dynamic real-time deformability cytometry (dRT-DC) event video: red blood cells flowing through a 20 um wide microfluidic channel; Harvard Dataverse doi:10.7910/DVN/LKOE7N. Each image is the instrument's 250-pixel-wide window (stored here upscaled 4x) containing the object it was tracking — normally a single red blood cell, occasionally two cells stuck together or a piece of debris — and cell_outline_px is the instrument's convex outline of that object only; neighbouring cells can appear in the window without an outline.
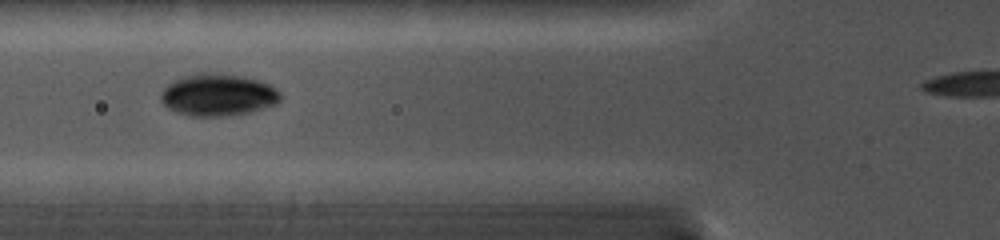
{"species": "common noctule bat (a hibernating species)", "species_latin": "Nyctalus noctula", "temperature_condition": "cold", "stored_images_in_passage": 6, "camera_frame_rate_fps": 5000, "um_per_image_px": 0.085, "animal": {"sex": "female", "body_mass_g": 19.0, "forearm_length_mm": 56.7}, "frame": {"image": 1, "passage_image": 3, "time_ms": 1.8, "image_size_px": [1000, 240], "cell_outline_px": [[280, 100], [276, 104], [248, 112], [224, 116], [188, 116], [176, 112], [168, 108], [160, 100], [160, 96], [164, 88], [172, 80], [196, 72], [212, 72], [240, 76], [256, 80], [268, 84], [276, 88], [280, 92]], "centroid_in_image_um": [18.48, 8.06], "position_along_channel_um": 107.3, "area_um2": 29.3}}
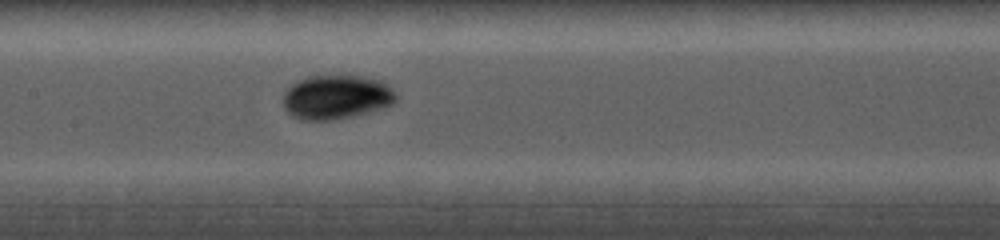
{"frame": {"image": 2, "passage_image": 5, "time_ms": 3.6, "image_size_px": [1000, 240], "cell_outline_px": [[396, 100], [392, 104], [384, 108], [352, 116], [332, 120], [300, 120], [292, 116], [284, 108], [284, 92], [296, 80], [308, 76], [364, 76], [380, 80], [392, 88], [396, 92]], "centroid_in_image_um": [28.59, 8.25], "position_along_channel_um": 178.8, "area_um2": 29.19}}
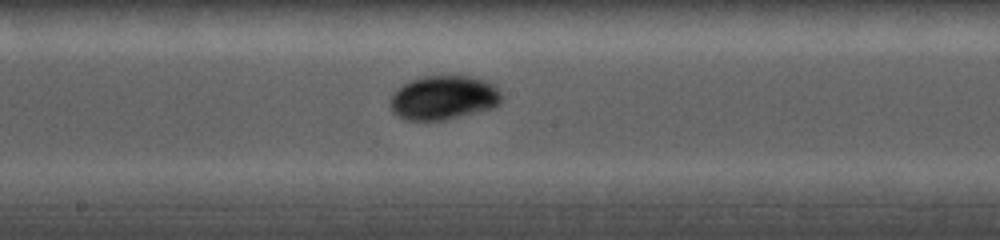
{"frame": {"image": 3, "passage_image": 6, "time_ms": 4.4, "image_size_px": [1000, 240], "cell_outline_px": [[504, 96], [500, 104], [492, 108], [444, 120], [408, 120], [392, 112], [388, 104], [388, 100], [396, 88], [412, 80], [424, 76], [472, 76], [484, 80], [492, 84]], "centroid_in_image_um": [37.68, 8.3], "position_along_channel_um": 210.5, "area_um2": 28.73}}